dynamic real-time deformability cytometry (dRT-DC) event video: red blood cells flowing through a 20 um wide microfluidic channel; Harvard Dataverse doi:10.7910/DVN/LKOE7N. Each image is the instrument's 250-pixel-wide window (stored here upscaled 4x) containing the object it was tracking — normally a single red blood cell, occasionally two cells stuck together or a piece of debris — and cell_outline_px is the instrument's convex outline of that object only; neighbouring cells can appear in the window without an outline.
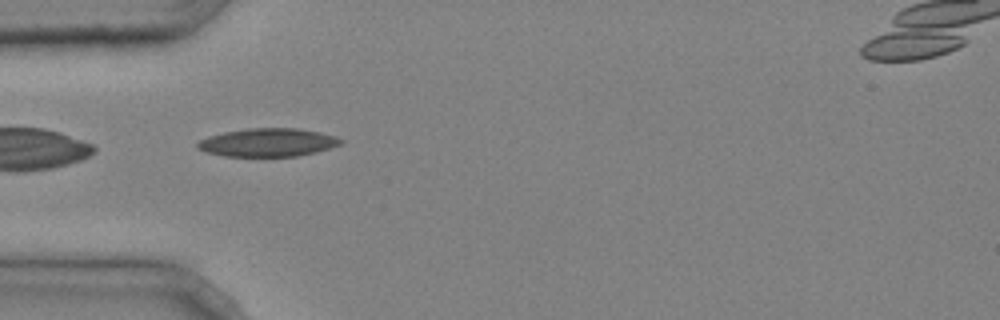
{"species": "common noctule bat (a hibernating species)", "species_latin": "Nyctalus noctula", "temperature_condition": "cold", "stored_images_in_passage": 5, "camera_frame_rate_fps": 3000, "um_per_image_px": 0.085, "animal": {"sex": "male", "body_mass_g": 20.4}, "frame": {"image": 1, "passage_image": 3, "time_ms": 0.667, "image_size_px": [1000, 320], "cell_outline_px": [[344, 140], [340, 144], [316, 152], [296, 156], [224, 156], [208, 152], [196, 148], [196, 144], [200, 140], [208, 136], [224, 132], [248, 128], [300, 128], [320, 132], [336, 136]], "centroid_in_image_um": [22.77, 12.1], "position_along_channel_um": 62.2, "area_um2": 23.52}}